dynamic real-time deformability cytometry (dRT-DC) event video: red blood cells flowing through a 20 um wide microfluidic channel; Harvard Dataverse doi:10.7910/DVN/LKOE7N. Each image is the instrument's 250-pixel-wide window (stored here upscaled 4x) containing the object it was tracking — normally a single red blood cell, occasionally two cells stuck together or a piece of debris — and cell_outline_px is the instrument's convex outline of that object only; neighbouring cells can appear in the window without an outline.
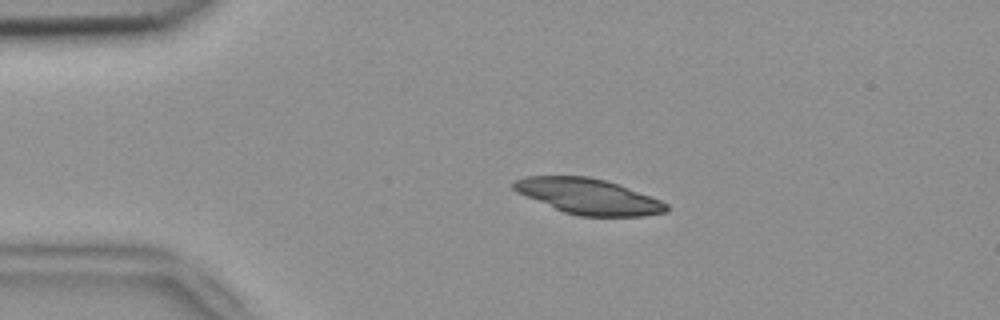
{"species": "common noctule bat (a hibernating species)", "species_latin": "Nyctalus noctula", "temperature_condition": "room temperature", "stored_images_in_passage": 43, "camera_frame_rate_fps": 3000, "um_per_image_px": 0.085, "animal": {"sex": "female", "body_mass_g": 18.4}, "frame": {"image": 1, "passage_image": 1, "time_ms": 0.0, "image_size_px": [1000, 320], "cell_outline_px": [[668, 212], [644, 216], [580, 216], [564, 212], [516, 192], [512, 188], [512, 184], [516, 180], [528, 176], [588, 176], [620, 184], [660, 200], [668, 204]], "centroid_in_image_um": [50.04, 16.69], "position_along_channel_um": 35.0, "area_um2": 31.5}}